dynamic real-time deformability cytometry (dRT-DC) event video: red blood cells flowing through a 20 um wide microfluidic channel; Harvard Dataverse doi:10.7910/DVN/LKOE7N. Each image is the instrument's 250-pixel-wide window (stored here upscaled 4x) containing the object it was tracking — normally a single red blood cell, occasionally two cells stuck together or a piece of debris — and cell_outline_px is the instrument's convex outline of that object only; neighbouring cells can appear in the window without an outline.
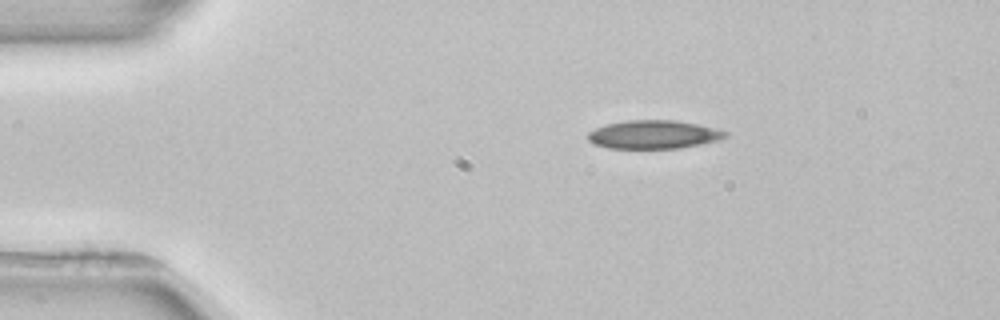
{"species": "common noctule bat (a hibernating species)", "species_latin": "Nyctalus noctula", "temperature_condition": "room temperature", "stored_images_in_passage": 3, "camera_frame_rate_fps": 3000, "um_per_image_px": 0.085, "animal": {"sex": "female", "body_mass_g": 22.7, "forearm_length_mm": 54.2}, "frame": {"image": 1, "passage_image": 1, "time_ms": 0.0, "image_size_px": [1000, 320], "cell_outline_px": [[728, 136], [720, 140], [680, 148], [608, 148], [596, 144], [588, 140], [588, 132], [604, 124], [628, 120], [676, 120], [716, 128], [728, 132]], "centroid_in_image_um": [55.58, 11.43], "position_along_channel_um": 29.4, "area_um2": 22.77}}
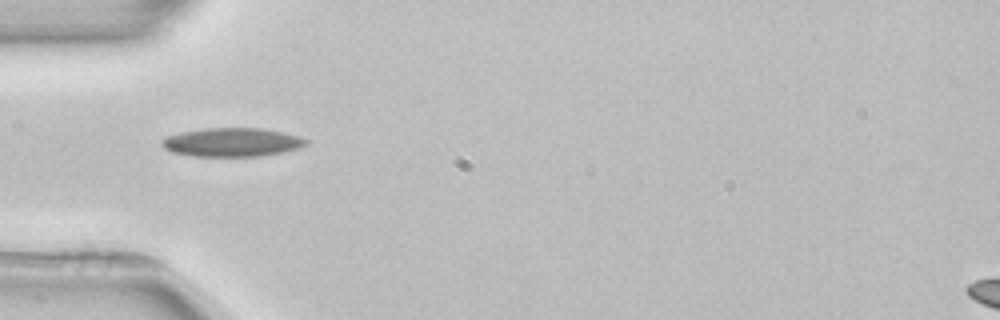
{"frame": {"image": 2, "passage_image": 3, "time_ms": 2.333, "image_size_px": [1000, 320], "cell_outline_px": [[308, 144], [300, 148], [260, 156], [192, 156], [172, 152], [164, 148], [160, 144], [160, 140], [168, 136], [180, 132], [204, 128], [260, 128], [284, 132], [308, 140]], "centroid_in_image_um": [19.69, 12.09], "position_along_channel_um": 65.3, "area_um2": 24.1}}